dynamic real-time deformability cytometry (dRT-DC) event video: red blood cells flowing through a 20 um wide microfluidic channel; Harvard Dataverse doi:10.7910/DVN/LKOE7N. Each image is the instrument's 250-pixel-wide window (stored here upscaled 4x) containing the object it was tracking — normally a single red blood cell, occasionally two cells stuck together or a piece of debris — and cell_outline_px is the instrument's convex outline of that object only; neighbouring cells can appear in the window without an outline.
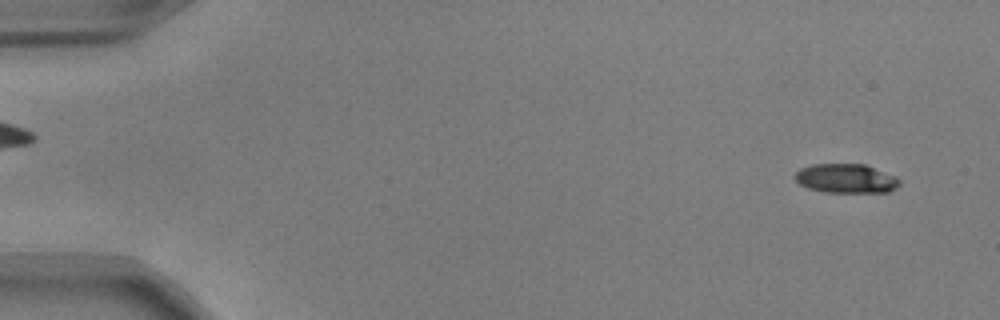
{"species": "common noctule bat (a hibernating species)", "species_latin": "Nyctalus noctula", "temperature_condition": "warm", "stored_images_in_passage": 54, "segment_of_instrument_passage": [1, 2], "camera_frame_rate_fps": 3000, "um_per_image_px": 0.085, "animal": {"sex": "male", "body_mass_g": 17.9, "forearm_length_mm": 54.2}, "frame": {"image": 1, "passage_image": 3, "time_ms": 0.667, "image_size_px": [1000, 320], "cell_outline_px": [[900, 184], [896, 188], [888, 192], [824, 192], [808, 188], [800, 184], [796, 180], [796, 172], [800, 168], [812, 164], [864, 164], [896, 176], [900, 180]], "centroid_in_image_um": [71.93, 15.17], "position_along_channel_um": 13.1, "area_um2": 17.74}}
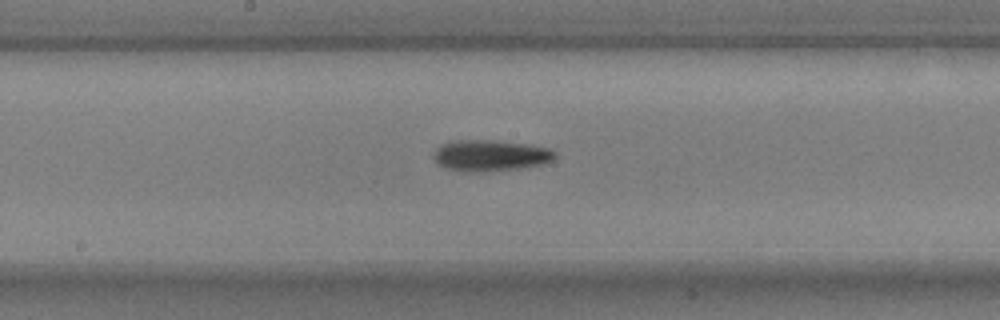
{"frame": {"image": 2, "passage_image": 28, "time_ms": 9.0, "image_size_px": [1000, 320], "cell_outline_px": [[556, 156], [552, 160], [544, 164], [520, 168], [468, 172], [464, 172], [448, 168], [440, 164], [432, 156], [436, 148], [440, 144], [456, 140], [492, 140], [528, 144], [548, 148], [556, 152]], "centroid_in_image_um": [41.69, 13.2], "position_along_channel_um": 206.5, "area_um2": 21.91}}
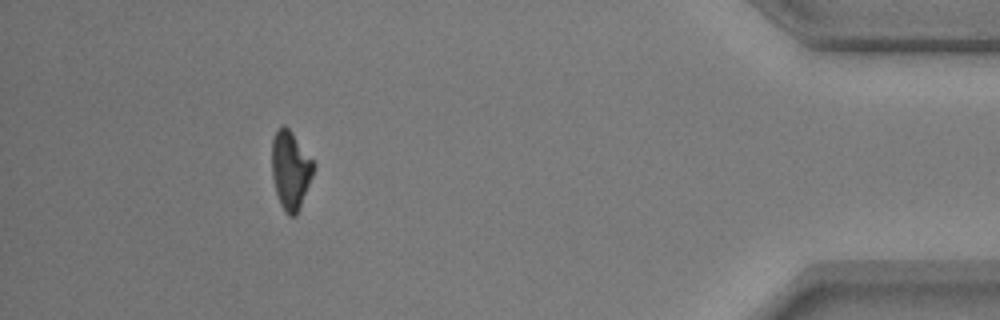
{"frame": {"image": 3, "passage_image": 48, "time_ms": 15.667, "image_size_px": [1000, 320], "cell_outline_px": [[316, 168], [300, 208], [296, 216], [288, 216], [284, 212], [280, 204], [276, 192], [272, 176], [272, 140], [276, 128], [284, 124], [292, 132], [316, 164]], "centroid_in_image_um": [24.7, 14.46], "position_along_channel_um": 410.5, "area_um2": 19.36}}